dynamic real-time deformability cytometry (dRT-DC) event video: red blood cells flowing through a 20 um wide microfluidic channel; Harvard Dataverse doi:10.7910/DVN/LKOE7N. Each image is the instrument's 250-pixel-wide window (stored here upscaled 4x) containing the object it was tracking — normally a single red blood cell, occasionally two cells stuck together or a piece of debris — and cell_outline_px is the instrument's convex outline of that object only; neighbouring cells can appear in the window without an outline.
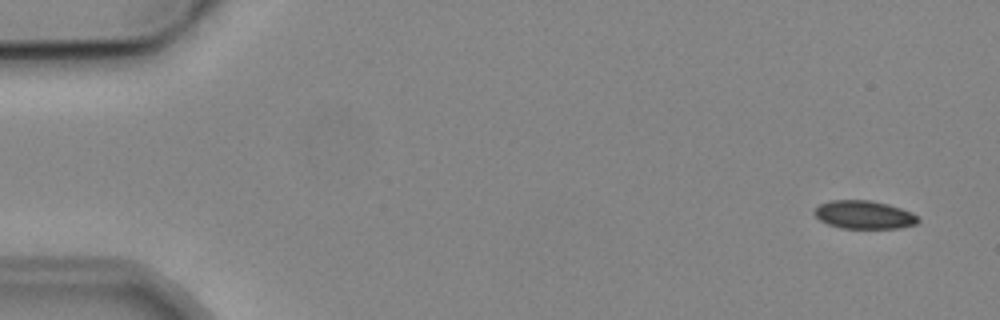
{"species": "common noctule bat (a hibernating species)", "species_latin": "Nyctalus noctula", "temperature_condition": "cold", "stored_images_in_passage": 5, "camera_frame_rate_fps": 3000, "um_per_image_px": 0.085, "animal": {"sex": "male", "body_mass_g": 19.2, "forearm_length_mm": 51.8}, "frame": {"image": 1, "passage_image": 1, "time_ms": 0.0, "image_size_px": [1000, 320], "cell_outline_px": [[920, 220], [916, 224], [900, 228], [840, 228], [828, 224], [820, 220], [812, 212], [820, 204], [832, 200], [872, 200], [888, 204], [912, 212]], "centroid_in_image_um": [73.44, 18.25], "position_along_channel_um": 11.6, "area_um2": 17.05}}
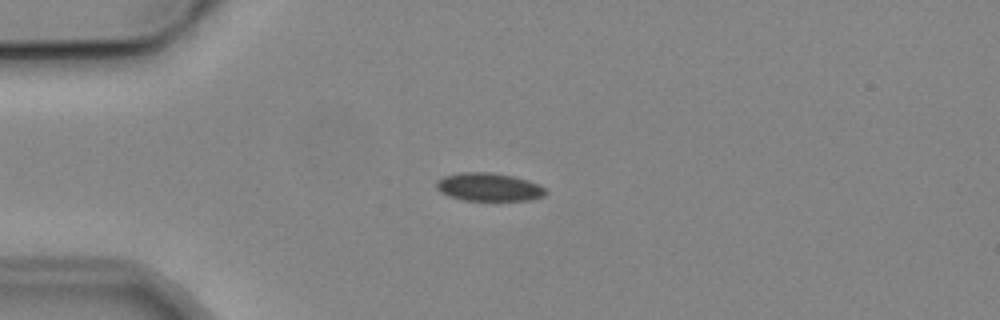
{"frame": {"image": 2, "passage_image": 4, "time_ms": 3.667, "image_size_px": [1000, 320], "cell_outline_px": [[548, 192], [544, 196], [528, 200], [460, 200], [448, 196], [440, 192], [436, 188], [436, 180], [444, 176], [460, 172], [492, 172], [512, 176], [528, 180], [544, 188]], "centroid_in_image_um": [41.5, 15.89], "position_along_channel_um": 43.5, "area_um2": 17.98}}